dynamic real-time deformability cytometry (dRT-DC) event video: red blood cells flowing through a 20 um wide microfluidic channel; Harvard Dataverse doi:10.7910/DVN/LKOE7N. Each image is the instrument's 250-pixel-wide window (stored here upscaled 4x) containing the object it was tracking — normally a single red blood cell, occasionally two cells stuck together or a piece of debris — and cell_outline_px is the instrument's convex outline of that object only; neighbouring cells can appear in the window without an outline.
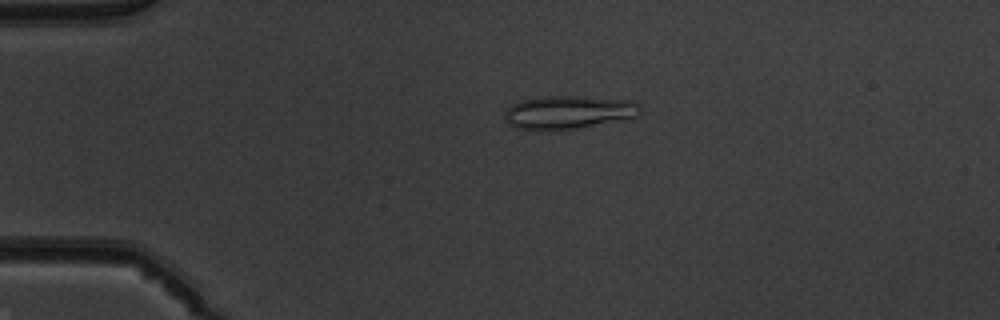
{"species": "common noctule bat (a hibernating species)", "species_latin": "Nyctalus noctula", "temperature_condition": "warm", "stored_images_in_passage": 52, "camera_frame_rate_fps": 3000, "um_per_image_px": 0.085, "animal": {"sex": "male", "body_mass_g": 19.5, "forearm_length_mm": 54.6}, "frame": {"image": 1, "passage_image": 12, "time_ms": 3.667, "image_size_px": [1000, 320], "cell_outline_px": [[640, 112], [636, 116], [576, 128], [516, 128], [508, 124], [504, 120], [504, 116], [508, 108], [512, 104], [520, 100], [544, 96], [576, 96], [632, 100], [640, 108]], "centroid_in_image_um": [48.28, 9.5], "position_along_channel_um": 36.7, "area_um2": 25.43}}
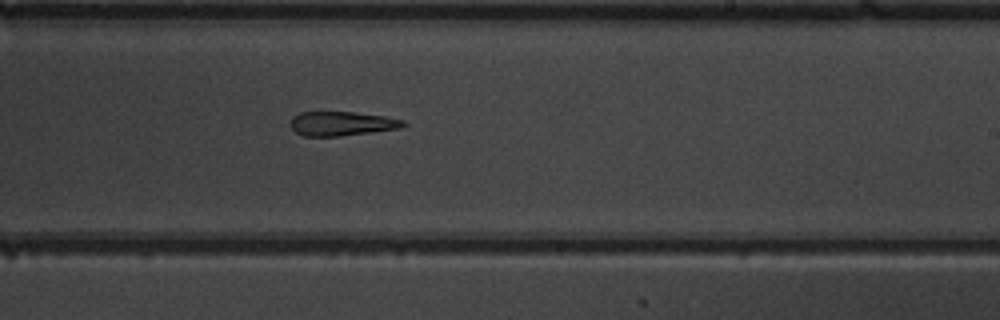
{"frame": {"image": 2, "passage_image": 32, "time_ms": 10.333, "image_size_px": [1000, 320], "cell_outline_px": [[408, 124], [400, 128], [372, 132], [340, 136], [304, 136], [296, 132], [292, 128], [292, 116], [300, 112], [352, 112], [384, 116], [404, 120]], "centroid_in_image_um": [29.07, 10.5], "position_along_channel_um": 259.9, "area_um2": 15.84}}
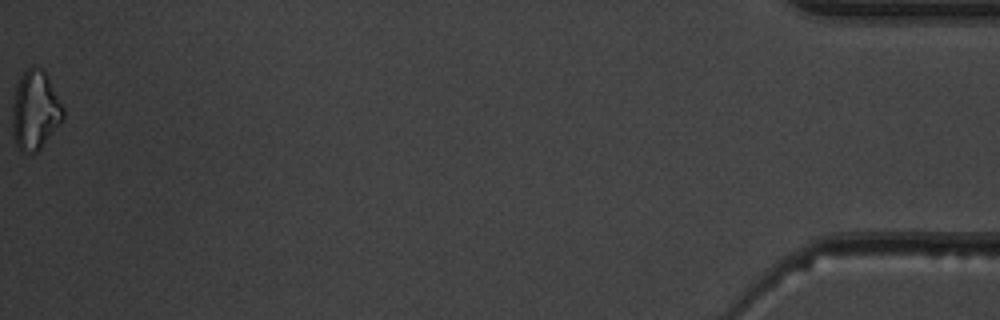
{"frame": {"image": 3, "passage_image": 52, "time_ms": 17.0, "image_size_px": [1000, 320], "cell_outline_px": [[64, 116], [40, 148], [36, 152], [20, 152], [16, 148], [12, 136], [12, 104], [16, 88], [20, 76], [32, 64], [44, 68], [64, 108]], "centroid_in_image_um": [2.95, 9.35], "position_along_channel_um": 432.2, "area_um2": 23.58}, "authors_computed_cell_mechanics": {"area_um2": 19.6231, "velocity_mm_per_s": 3.9811, "shape_relaxation_time_tau1_ms": null, "shape_relaxation_time_tau2_ms": 4.5376, "deformation_change_tau1": null, "deformation_change_tau2": 0.1996}}